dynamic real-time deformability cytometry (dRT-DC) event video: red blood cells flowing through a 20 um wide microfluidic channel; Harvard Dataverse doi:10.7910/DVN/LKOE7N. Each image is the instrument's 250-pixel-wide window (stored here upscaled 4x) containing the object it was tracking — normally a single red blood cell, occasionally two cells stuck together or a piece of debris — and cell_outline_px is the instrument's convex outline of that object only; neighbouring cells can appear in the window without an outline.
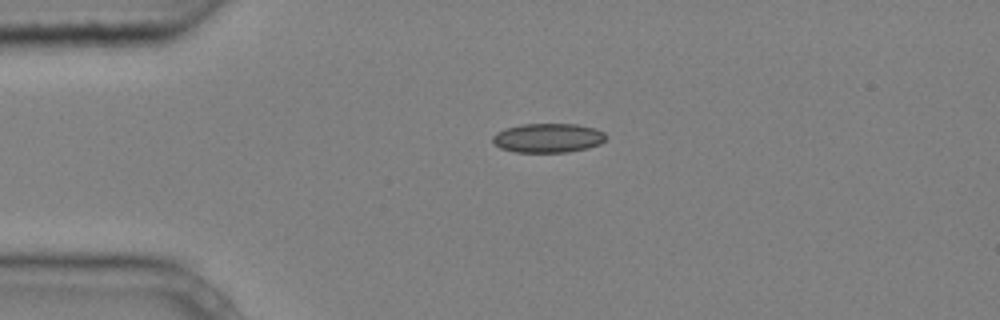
{"species": "common noctule bat (a hibernating species)", "species_latin": "Nyctalus noctula", "temperature_condition": "cold", "stored_images_in_passage": 6, "camera_frame_rate_fps": 3000, "um_per_image_px": 0.085, "animal": {"sex": "male", "body_mass_g": 20.4}, "frame": {"image": 1, "passage_image": 6, "time_ms": 1.667, "image_size_px": [1000, 320], "cell_outline_px": [[608, 136], [600, 144], [588, 148], [568, 152], [512, 152], [500, 148], [492, 144], [492, 136], [496, 132], [504, 128], [524, 124], [576, 124], [596, 128], [604, 132]], "centroid_in_image_um": [46.56, 11.73], "position_along_channel_um": 38.4, "area_um2": 19.59}}